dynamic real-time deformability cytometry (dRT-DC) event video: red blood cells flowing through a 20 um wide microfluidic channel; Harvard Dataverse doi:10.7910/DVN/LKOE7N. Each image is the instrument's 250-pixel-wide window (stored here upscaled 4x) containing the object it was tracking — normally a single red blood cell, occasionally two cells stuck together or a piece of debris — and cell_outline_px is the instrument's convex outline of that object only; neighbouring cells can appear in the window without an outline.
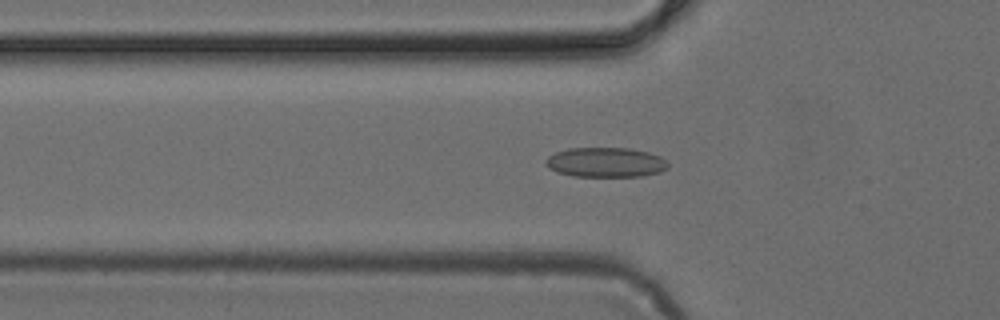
{"species": "common noctule bat (a hibernating species)", "species_latin": "Nyctalus noctula", "temperature_condition": "cold", "stored_images_in_passage": 49, "camera_frame_rate_fps": 3000, "um_per_image_px": 0.085, "animal": {"sex": "female", "body_mass_g": 24.6, "forearm_length_mm": 56.2}, "frame": {"image": 1, "passage_image": 16, "time_ms": 5.0, "image_size_px": [1000, 320], "cell_outline_px": [[668, 168], [660, 172], [640, 176], [572, 176], [556, 172], [548, 168], [544, 160], [548, 156], [556, 152], [568, 148], [628, 148], [648, 152], [660, 156], [668, 164]], "centroid_in_image_um": [51.45, 13.8], "position_along_channel_um": 74.4, "area_um2": 21.21}}
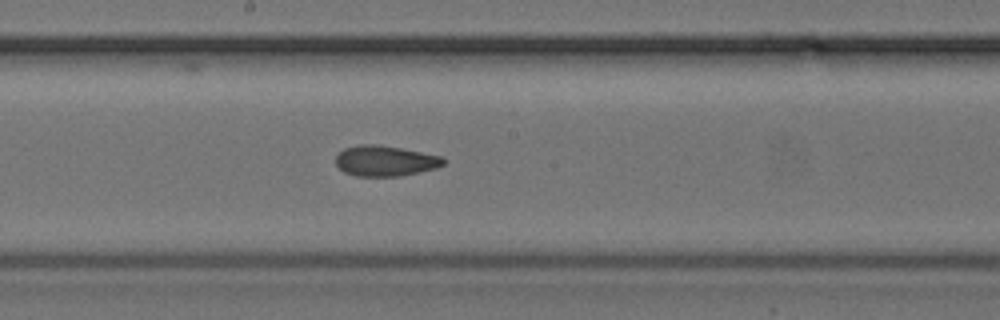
{"frame": {"image": 2, "passage_image": 26, "time_ms": 8.333, "image_size_px": [1000, 320], "cell_outline_px": [[448, 160], [444, 164], [436, 168], [400, 176], [356, 176], [344, 172], [336, 164], [336, 156], [344, 148], [360, 144], [376, 144], [400, 148], [440, 156]], "centroid_in_image_um": [32.73, 13.67], "position_along_channel_um": 215.5, "area_um2": 19.07}}
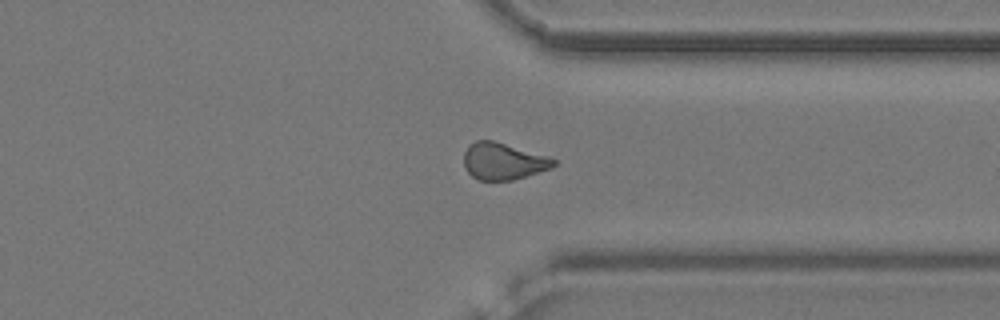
{"frame": {"image": 3, "passage_image": 37, "time_ms": 12.0, "image_size_px": [1000, 320], "cell_outline_px": [[556, 164], [552, 168], [512, 180], [480, 180], [472, 176], [464, 168], [464, 152], [468, 144], [476, 140], [492, 140], [548, 156], [556, 160]], "centroid_in_image_um": [42.75, 13.7], "position_along_channel_um": 368.6, "area_um2": 19.25}}